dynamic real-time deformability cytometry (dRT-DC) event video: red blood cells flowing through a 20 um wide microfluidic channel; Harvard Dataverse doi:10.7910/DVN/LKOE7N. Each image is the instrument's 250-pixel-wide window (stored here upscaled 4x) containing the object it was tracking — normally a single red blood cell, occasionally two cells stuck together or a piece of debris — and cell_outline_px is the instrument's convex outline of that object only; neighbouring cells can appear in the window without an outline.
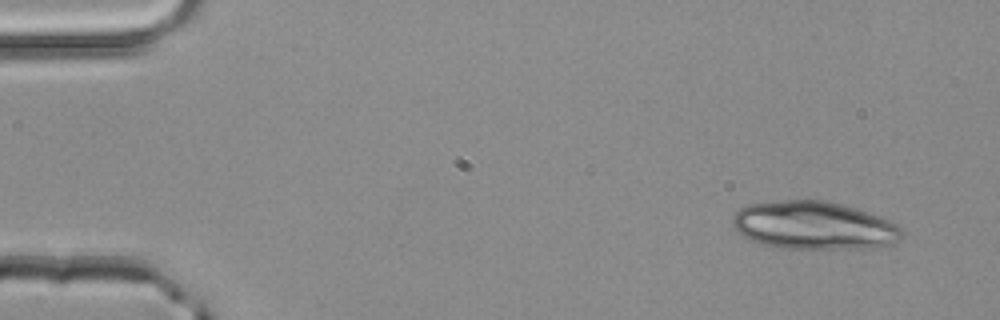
{"species": "common noctule bat (a hibernating species)", "species_latin": "Nyctalus noctula", "temperature_condition": "room temperature", "stored_images_in_passage": 4, "camera_frame_rate_fps": 3000, "um_per_image_px": 0.085, "animal": {"sex": "male", "body_mass_g": 20.4}, "frame": {"image": 1, "passage_image": 1, "time_ms": 0.0, "image_size_px": [1000, 320], "cell_outline_px": [[904, 236], [892, 244], [876, 248], [784, 248], [764, 244], [752, 240], [736, 232], [732, 224], [732, 216], [740, 208], [748, 204], [784, 200], [824, 200], [856, 208], [880, 216], [896, 224], [904, 232]], "centroid_in_image_um": [69.19, 19.16], "position_along_channel_um": 15.8, "area_um2": 47.45}}